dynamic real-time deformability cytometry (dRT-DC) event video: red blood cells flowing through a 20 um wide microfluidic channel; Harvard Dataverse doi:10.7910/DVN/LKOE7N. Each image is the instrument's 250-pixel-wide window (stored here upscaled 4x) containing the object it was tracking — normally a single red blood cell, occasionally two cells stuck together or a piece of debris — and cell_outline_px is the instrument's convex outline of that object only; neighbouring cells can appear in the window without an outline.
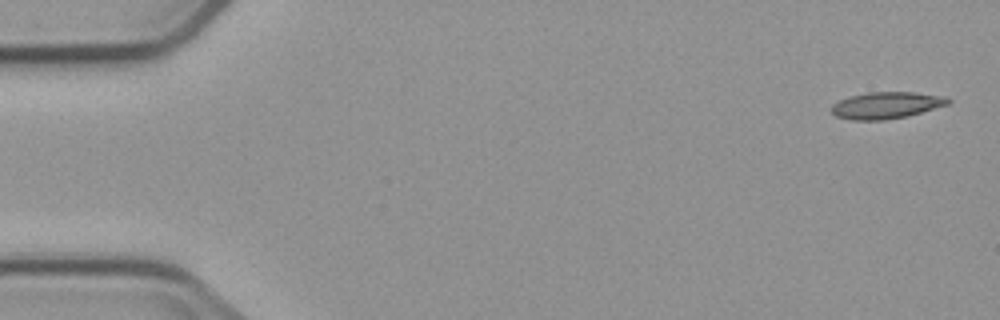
{"species": "common noctule bat (a hibernating species)", "species_latin": "Nyctalus noctula", "temperature_condition": "cold", "stored_images_in_passage": 6, "segment_of_instrument_passage": [2, 2], "camera_frame_rate_fps": 3000, "um_per_image_px": 0.085, "animal": {"sex": "male", "body_mass_g": 23.1, "forearm_length_mm": 52.7}, "frame": {"image": 1, "passage_image": 6, "time_ms": 6.0, "image_size_px": [1000, 320], "cell_outline_px": [[952, 100], [948, 104], [908, 116], [884, 120], [852, 120], [836, 116], [832, 112], [832, 104], [840, 100], [852, 96], [868, 92], [912, 92], [936, 96]], "centroid_in_image_um": [75.29, 8.96], "position_along_channel_um": 9.7, "area_um2": 17.74}}